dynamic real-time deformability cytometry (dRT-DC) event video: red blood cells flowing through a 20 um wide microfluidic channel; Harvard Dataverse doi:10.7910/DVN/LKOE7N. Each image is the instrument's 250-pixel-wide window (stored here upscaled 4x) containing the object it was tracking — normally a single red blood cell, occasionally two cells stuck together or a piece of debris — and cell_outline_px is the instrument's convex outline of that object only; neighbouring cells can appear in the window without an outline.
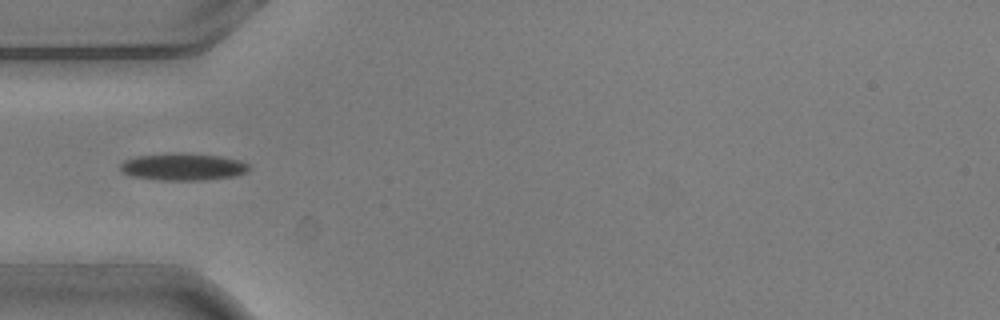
{"species": "common noctule bat (a hibernating species)", "species_latin": "Nyctalus noctula", "temperature_condition": "warm", "stored_images_in_passage": 2, "camera_frame_rate_fps": 3000, "um_per_image_px": 0.085, "animal": {"sex": "male", "body_mass_g": 20.5, "forearm_length_mm": 52.5}, "frame": {"image": 1, "passage_image": 1, "time_ms": 0.0, "image_size_px": [1000, 320], "cell_outline_px": [[248, 172], [236, 176], [204, 180], [160, 180], [132, 176], [124, 172], [120, 168], [120, 164], [124, 160], [136, 156], [168, 152], [184, 152], [220, 156], [240, 160], [248, 164]], "centroid_in_image_um": [15.56, 14.16], "position_along_channel_um": 69.4, "area_um2": 20.63}}